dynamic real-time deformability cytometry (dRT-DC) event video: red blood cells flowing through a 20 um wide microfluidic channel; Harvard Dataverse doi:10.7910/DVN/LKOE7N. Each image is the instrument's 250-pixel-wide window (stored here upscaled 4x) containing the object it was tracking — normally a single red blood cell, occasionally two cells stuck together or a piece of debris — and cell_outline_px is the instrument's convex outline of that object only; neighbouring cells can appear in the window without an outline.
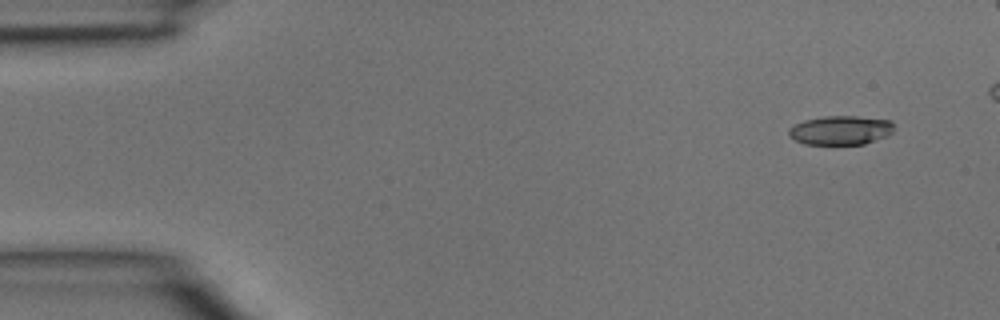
{"species": "common noctule bat (a hibernating species)", "species_latin": "Nyctalus noctula", "temperature_condition": "room temperature", "stored_images_in_passage": 4, "camera_frame_rate_fps": 3000, "um_per_image_px": 0.085, "animal": {"sex": "male", "body_mass_g": 15.6}, "frame": {"image": 1, "passage_image": 1, "time_ms": 0.0, "image_size_px": [1000, 320], "cell_outline_px": [[892, 132], [888, 136], [864, 144], [804, 144], [788, 136], [788, 128], [804, 120], [824, 116], [856, 116], [892, 120]], "centroid_in_image_um": [71.44, 11.07], "position_along_channel_um": 13.6, "area_um2": 17.86}}